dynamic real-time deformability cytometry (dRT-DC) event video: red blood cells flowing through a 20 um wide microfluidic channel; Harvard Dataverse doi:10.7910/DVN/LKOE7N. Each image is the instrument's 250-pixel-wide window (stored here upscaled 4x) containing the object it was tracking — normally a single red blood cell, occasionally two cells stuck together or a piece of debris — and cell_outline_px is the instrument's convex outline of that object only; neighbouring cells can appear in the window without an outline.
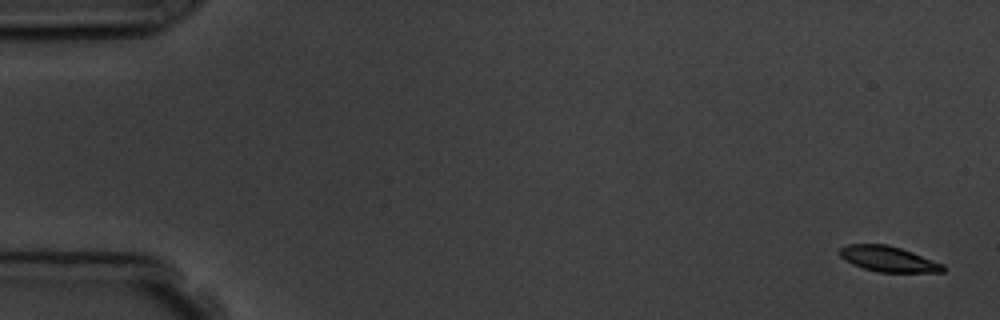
{"species": "common noctule bat (a hibernating species)", "species_latin": "Nyctalus noctula", "temperature_condition": "room temperature", "stored_images_in_passage": 5, "camera_frame_rate_fps": 3000, "um_per_image_px": 0.085, "animal": {"sex": "male", "body_mass_g": 19.5, "forearm_length_mm": 54.6}, "frame": {"image": 1, "passage_image": 1, "time_ms": 0.0, "image_size_px": [1000, 320], "cell_outline_px": [[944, 272], [876, 272], [852, 264], [844, 260], [840, 256], [840, 248], [848, 244], [888, 244], [912, 252], [944, 264]], "centroid_in_image_um": [75.5, 22.01], "position_along_channel_um": 9.5, "area_um2": 15.32}}
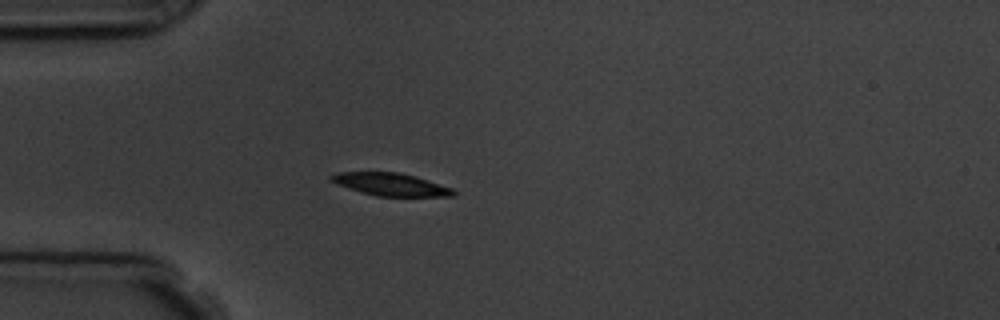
{"frame": {"image": 2, "passage_image": 5, "time_ms": 4.667, "image_size_px": [1000, 320], "cell_outline_px": [[456, 196], [376, 196], [360, 192], [336, 184], [328, 176], [336, 172], [400, 172], [416, 176], [452, 188], [456, 192]], "centroid_in_image_um": [33.2, 15.67], "position_along_channel_um": 51.8, "area_um2": 16.18}}